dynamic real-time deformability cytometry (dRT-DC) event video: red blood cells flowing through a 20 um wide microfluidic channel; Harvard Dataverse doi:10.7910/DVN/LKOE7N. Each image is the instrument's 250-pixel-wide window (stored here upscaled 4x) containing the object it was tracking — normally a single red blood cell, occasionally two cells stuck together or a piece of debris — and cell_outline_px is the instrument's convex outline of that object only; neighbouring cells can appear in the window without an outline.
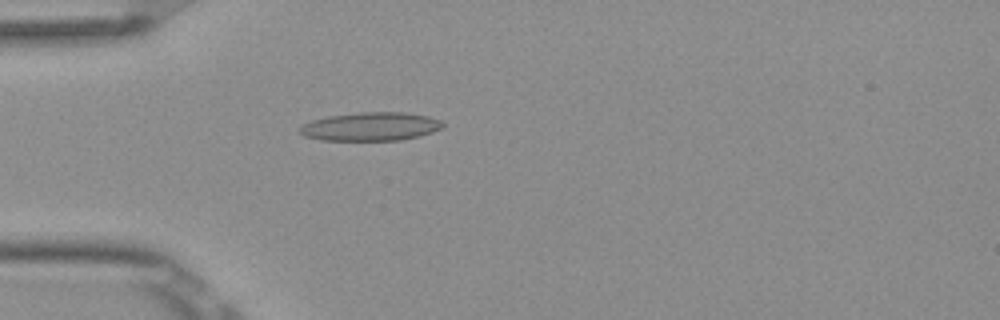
{"species": "Egyptian fruit bat (a non-hibernating species)", "species_latin": "Rousettus aegyptiacus", "temperature_condition": "room temperature", "stored_images_in_passage": 5, "camera_frame_rate_fps": 3000, "um_per_image_px": 0.085, "frame": {"image": 1, "passage_image": 5, "time_ms": 1.333, "image_size_px": [1000, 320], "cell_outline_px": [[444, 128], [420, 136], [400, 140], [320, 140], [304, 136], [300, 132], [300, 128], [304, 124], [312, 120], [328, 116], [360, 112], [408, 112], [428, 116], [440, 120], [444, 124]], "centroid_in_image_um": [31.55, 10.75], "position_along_channel_um": 53.5, "area_um2": 23.81}}